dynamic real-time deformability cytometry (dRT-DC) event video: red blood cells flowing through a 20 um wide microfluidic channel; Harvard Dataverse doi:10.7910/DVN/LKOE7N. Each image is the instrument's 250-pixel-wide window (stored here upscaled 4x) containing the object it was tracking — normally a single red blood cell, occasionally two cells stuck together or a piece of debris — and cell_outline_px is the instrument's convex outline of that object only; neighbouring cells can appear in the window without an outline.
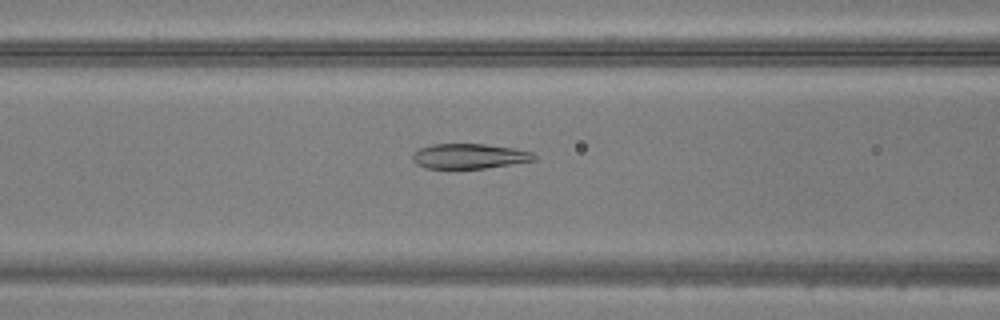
{"species": "common noctule bat (a hibernating species)", "species_latin": "Nyctalus noctula", "temperature_condition": "warm", "stored_images_in_passage": 41, "camera_frame_rate_fps": 3000, "um_per_image_px": 0.085, "animal": {"sex": "male", "body_mass_g": 20.5, "forearm_length_mm": 52.5}, "frame": {"image": 1, "passage_image": 12, "time_ms": 3.667, "image_size_px": [1000, 320], "cell_outline_px": [[536, 160], [512, 164], [484, 168], [424, 168], [416, 164], [412, 160], [412, 152], [420, 148], [432, 144], [484, 144], [512, 148], [532, 152], [536, 156]], "centroid_in_image_um": [39.85, 13.27], "position_along_channel_um": 126.7, "area_um2": 17.69}}
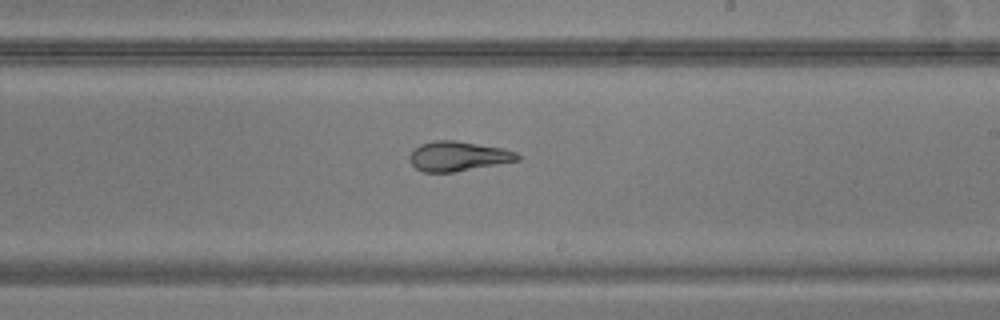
{"frame": {"image": 2, "passage_image": 21, "time_ms": 6.667, "image_size_px": [1000, 320], "cell_outline_px": [[520, 160], [452, 172], [424, 172], [416, 168], [412, 164], [408, 156], [420, 144], [432, 140], [456, 140], [500, 148], [516, 152], [520, 156]], "centroid_in_image_um": [38.91, 13.27], "position_along_channel_um": 250.1, "area_um2": 18.44}}
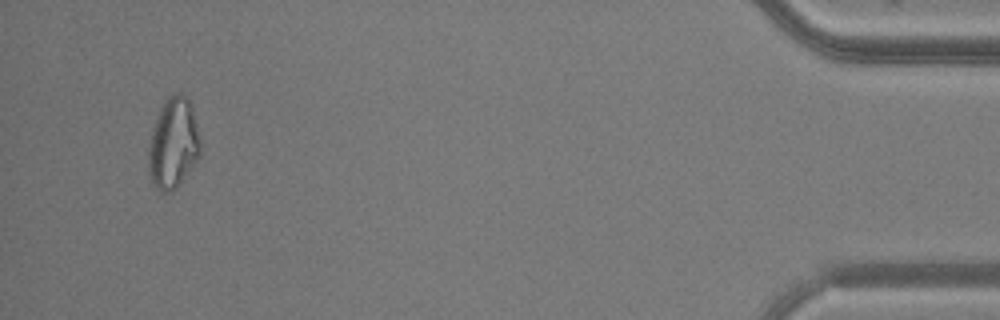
{"frame": {"image": 3, "passage_image": 39, "time_ms": 12.667, "image_size_px": [1000, 320], "cell_outline_px": [[200, 156], [176, 188], [172, 192], [160, 192], [152, 184], [148, 168], [148, 148], [152, 128], [160, 108], [168, 96], [172, 92], [180, 92], [188, 100], [192, 108], [200, 140]], "centroid_in_image_um": [14.7, 12.2], "position_along_channel_um": 420.5, "area_um2": 27.46}}